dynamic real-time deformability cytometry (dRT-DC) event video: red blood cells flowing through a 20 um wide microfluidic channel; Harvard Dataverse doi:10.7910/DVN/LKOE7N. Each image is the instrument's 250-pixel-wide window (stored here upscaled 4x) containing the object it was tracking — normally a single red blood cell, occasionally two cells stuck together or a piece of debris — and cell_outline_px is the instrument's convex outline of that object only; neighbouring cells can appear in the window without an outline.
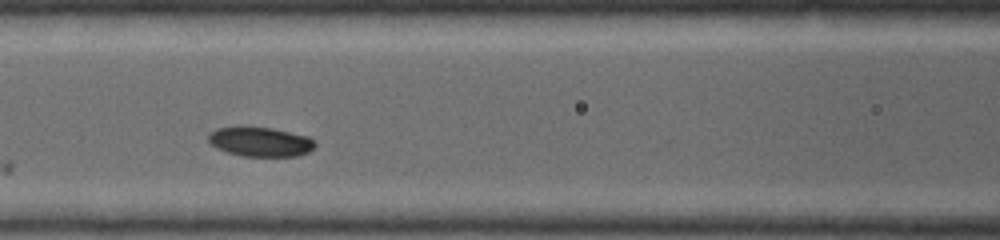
{"species": "common noctule bat (a hibernating species)", "species_latin": "Nyctalus noctula", "temperature_condition": "warm", "stored_images_in_passage": 14, "camera_frame_rate_fps": 5000, "um_per_image_px": 0.085, "animal": {"sex": "female", "body_mass_g": 19.0, "forearm_length_mm": 53.3}, "frame": {"image": 1, "passage_image": 6, "time_ms": 1.8, "image_size_px": [1000, 240], "cell_outline_px": [[316, 144], [308, 152], [300, 156], [240, 156], [216, 148], [208, 140], [208, 136], [216, 128], [272, 128], [308, 136]], "centroid_in_image_um": [22.15, 12.07], "position_along_channel_um": 144.5, "area_um2": 17.92}}